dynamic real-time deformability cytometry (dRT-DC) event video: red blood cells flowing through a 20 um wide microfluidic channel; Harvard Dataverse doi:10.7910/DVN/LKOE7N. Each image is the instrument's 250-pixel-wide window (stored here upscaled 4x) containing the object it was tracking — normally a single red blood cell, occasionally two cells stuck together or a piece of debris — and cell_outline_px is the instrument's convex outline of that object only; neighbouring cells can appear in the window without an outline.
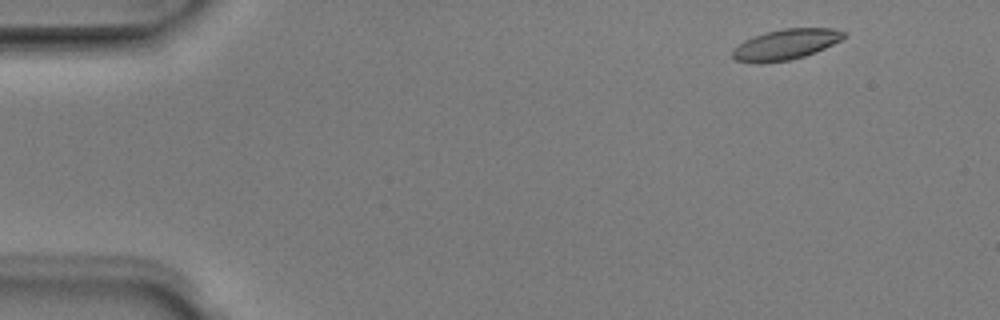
{"species": "Egyptian fruit bat (a non-hibernating species)", "species_latin": "Rousettus aegyptiacus", "temperature_condition": "room temperature", "stored_images_in_passage": 4, "camera_frame_rate_fps": 3000, "um_per_image_px": 0.085, "animal": {"sex": "male"}, "frame": {"image": 1, "passage_image": 1, "time_ms": 0.0, "image_size_px": [1000, 320], "cell_outline_px": [[848, 36], [816, 52], [804, 56], [788, 60], [760, 64], [752, 64], [736, 60], [732, 56], [732, 52], [744, 40], [764, 32], [784, 28], [832, 28], [844, 32]], "centroid_in_image_um": [66.77, 3.78], "position_along_channel_um": 18.2, "area_um2": 19.83}}
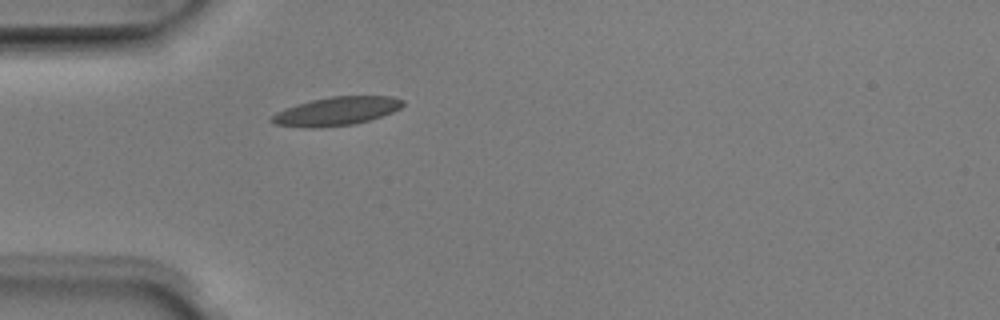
{"frame": {"image": 2, "passage_image": 4, "time_ms": 1.0, "image_size_px": [1000, 320], "cell_outline_px": [[404, 104], [400, 108], [392, 112], [356, 124], [320, 128], [308, 128], [276, 124], [268, 120], [276, 112], [284, 108], [296, 104], [312, 100], [332, 96], [392, 96], [404, 100]], "centroid_in_image_um": [28.58, 9.45], "position_along_channel_um": 56.4, "area_um2": 21.85}}